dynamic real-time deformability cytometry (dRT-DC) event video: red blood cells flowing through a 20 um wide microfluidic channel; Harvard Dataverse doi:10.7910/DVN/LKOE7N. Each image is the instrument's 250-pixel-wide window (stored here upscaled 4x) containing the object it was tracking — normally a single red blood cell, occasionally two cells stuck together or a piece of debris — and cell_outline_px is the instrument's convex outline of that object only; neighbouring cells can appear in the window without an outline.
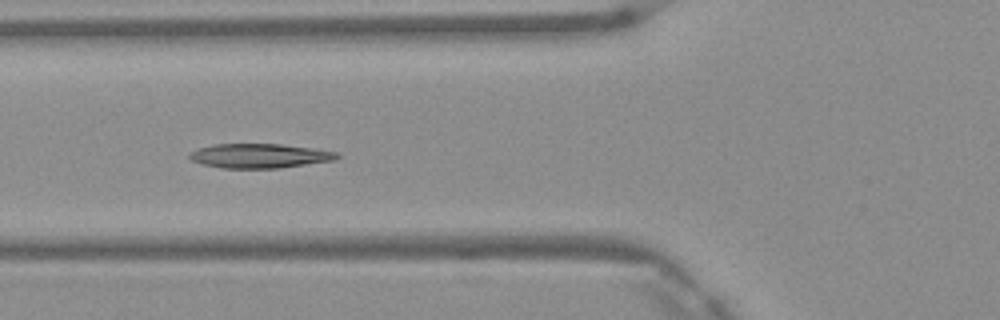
{"species": "Egyptian fruit bat (a non-hibernating species)", "species_latin": "Rousettus aegyptiacus", "temperature_condition": "warm", "stored_images_in_passage": 7, "camera_frame_rate_fps": 3000, "um_per_image_px": 0.085, "frame": {"image": 1, "passage_image": 5, "time_ms": 1.333, "image_size_px": [1000, 320], "cell_outline_px": [[340, 156], [336, 160], [280, 168], [220, 168], [200, 164], [192, 160], [188, 156], [188, 152], [200, 148], [216, 144], [280, 144], [312, 148], [336, 152]], "centroid_in_image_um": [22.04, 13.25], "position_along_channel_um": 103.8, "area_um2": 20.98}}
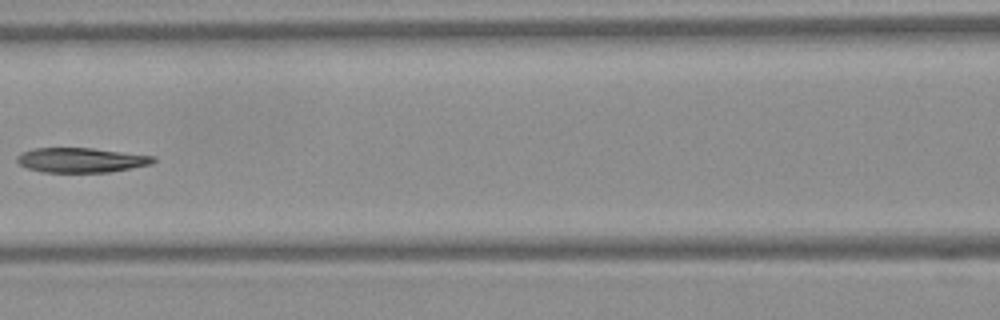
{"frame": {"image": 2, "passage_image": 6, "time_ms": 1.667, "image_size_px": [1000, 320], "cell_outline_px": [[156, 160], [152, 164], [132, 168], [108, 172], [40, 172], [28, 168], [20, 164], [16, 160], [16, 156], [20, 152], [32, 148], [92, 148], [156, 156]], "centroid_in_image_um": [6.88, 13.6], "position_along_channel_um": 159.7, "area_um2": 19.77}}
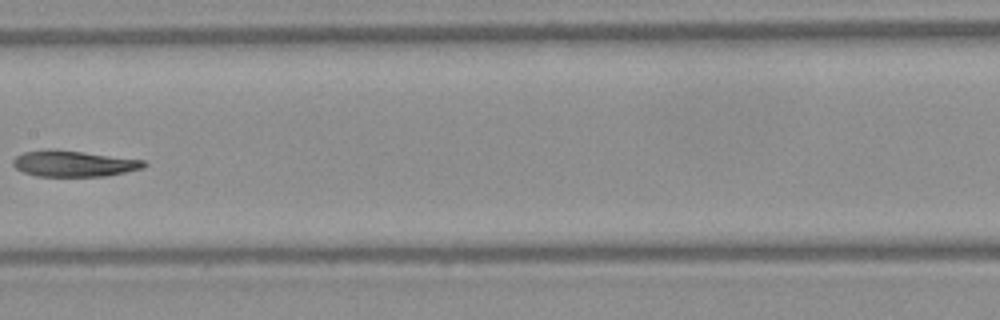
{"frame": {"image": 3, "passage_image": 7, "time_ms": 2.0, "image_size_px": [1000, 320], "cell_outline_px": [[148, 164], [144, 168], [104, 176], [36, 176], [24, 172], [16, 168], [12, 164], [12, 160], [16, 156], [24, 152], [48, 148], [84, 152], [144, 160]], "centroid_in_image_um": [6.25, 13.9], "position_along_channel_um": 201.2, "area_um2": 19.88}}